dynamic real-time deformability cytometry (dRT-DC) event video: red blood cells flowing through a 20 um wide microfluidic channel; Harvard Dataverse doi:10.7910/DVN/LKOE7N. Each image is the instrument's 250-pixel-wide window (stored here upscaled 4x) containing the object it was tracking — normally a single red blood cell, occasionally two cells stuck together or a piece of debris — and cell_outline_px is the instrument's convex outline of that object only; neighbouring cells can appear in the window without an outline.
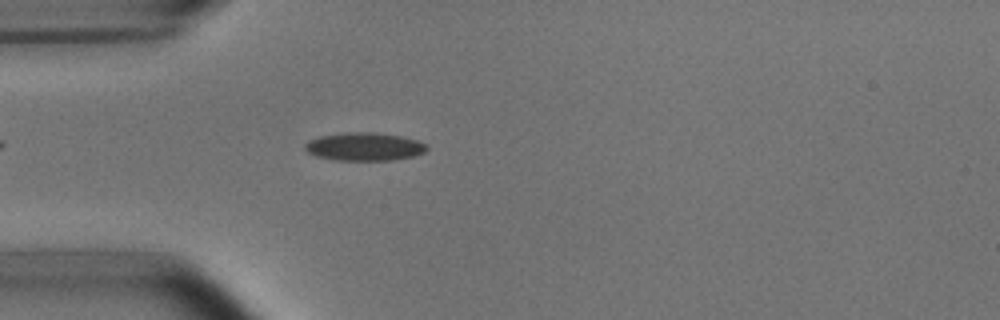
{"species": "common noctule bat (a hibernating species)", "species_latin": "Nyctalus noctula", "temperature_condition": "room temperature", "stored_images_in_passage": 44, "camera_frame_rate_fps": 3000, "um_per_image_px": 0.085, "animal": {"sex": "male", "body_mass_g": 15.6}, "frame": {"image": 1, "passage_image": 7, "time_ms": 2.0, "image_size_px": [1000, 320], "cell_outline_px": [[428, 148], [424, 152], [412, 156], [392, 160], [336, 160], [316, 156], [308, 152], [304, 148], [304, 144], [308, 140], [320, 136], [344, 132], [376, 132], [400, 136], [416, 140], [428, 144]], "centroid_in_image_um": [30.95, 12.45], "position_along_channel_um": 54.0, "area_um2": 20.0}}
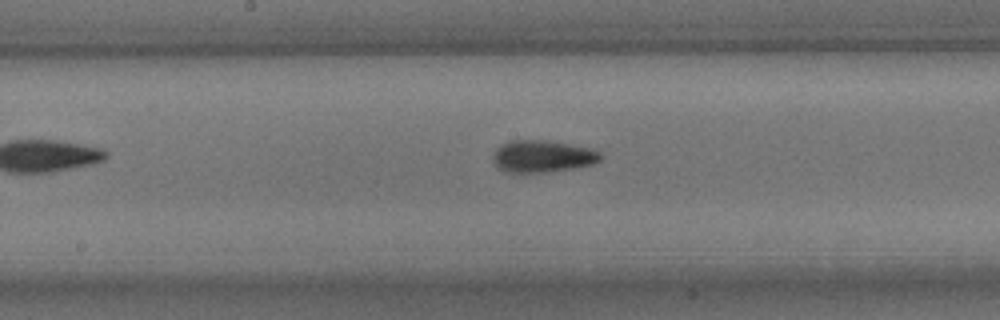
{"frame": {"image": 2, "passage_image": 19, "time_ms": 6.0, "image_size_px": [1000, 320], "cell_outline_px": [[604, 156], [600, 160], [592, 164], [572, 168], [548, 172], [508, 172], [496, 168], [492, 160], [496, 148], [500, 144], [512, 140], [540, 140], [568, 144], [592, 148], [600, 152]], "centroid_in_image_um": [46.09, 13.29], "position_along_channel_um": 202.1, "area_um2": 20.11}}
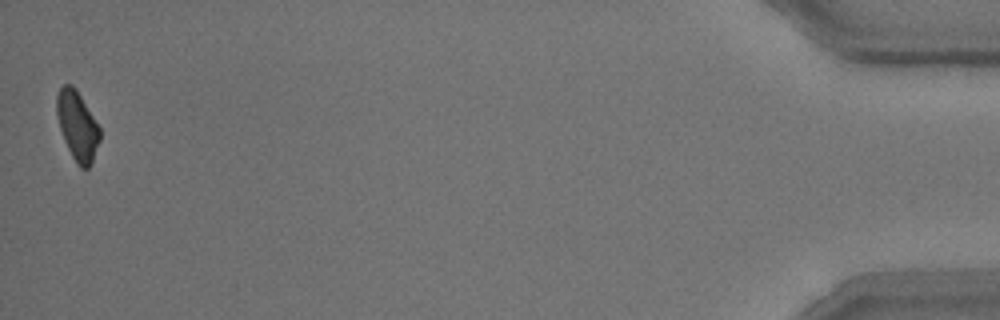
{"frame": {"image": 3, "passage_image": 44, "time_ms": 14.333, "image_size_px": [1000, 320], "cell_outline_px": [[100, 140], [92, 164], [88, 168], [80, 168], [76, 164], [64, 140], [56, 116], [56, 96], [60, 88], [64, 84], [72, 84], [76, 88], [100, 128]], "centroid_in_image_um": [6.57, 10.7], "position_along_channel_um": 428.6, "area_um2": 17.46}, "authors_computed_cell_mechanics": {"area_um2": 18.7561, "velocity_mm_per_s": 3.8257, "shape_relaxation_time_tau1_ms": 3.6886, "shape_relaxation_time_tau2_ms": 2.7743, "deformation_change_tau1": 0.1296, "deformation_change_tau2": 0.1017}}